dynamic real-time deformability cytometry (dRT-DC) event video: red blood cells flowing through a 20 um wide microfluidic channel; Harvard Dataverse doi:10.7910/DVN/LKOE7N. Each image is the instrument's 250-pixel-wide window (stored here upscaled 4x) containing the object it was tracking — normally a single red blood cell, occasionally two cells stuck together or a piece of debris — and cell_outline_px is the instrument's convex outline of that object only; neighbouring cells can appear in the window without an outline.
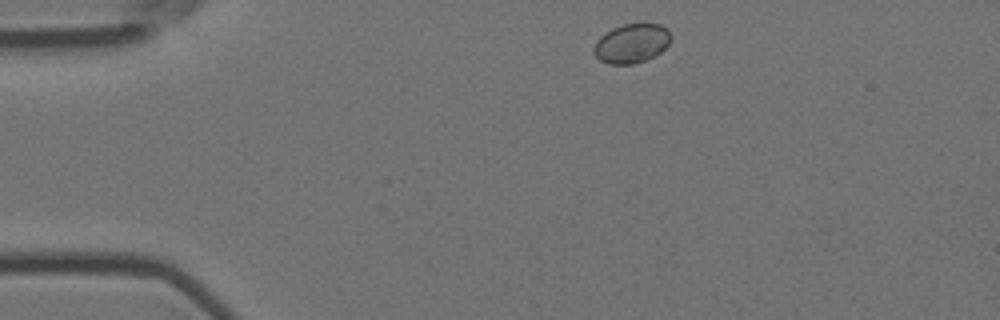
{"species": "Egyptian fruit bat (a non-hibernating species)", "species_latin": "Rousettus aegyptiacus", "temperature_condition": "room temperature", "stored_images_in_passage": 47, "camera_frame_rate_fps": 3000, "um_per_image_px": 0.085, "animal": {"sex": "female"}, "frame": {"image": 1, "passage_image": 1, "time_ms": 0.0, "image_size_px": [1000, 320], "cell_outline_px": [[672, 36], [668, 44], [660, 52], [636, 64], [608, 64], [600, 60], [592, 52], [592, 48], [596, 40], [600, 36], [612, 28], [624, 24], [660, 24]], "centroid_in_image_um": [53.63, 3.7], "position_along_channel_um": 31.4, "area_um2": 17.51}}
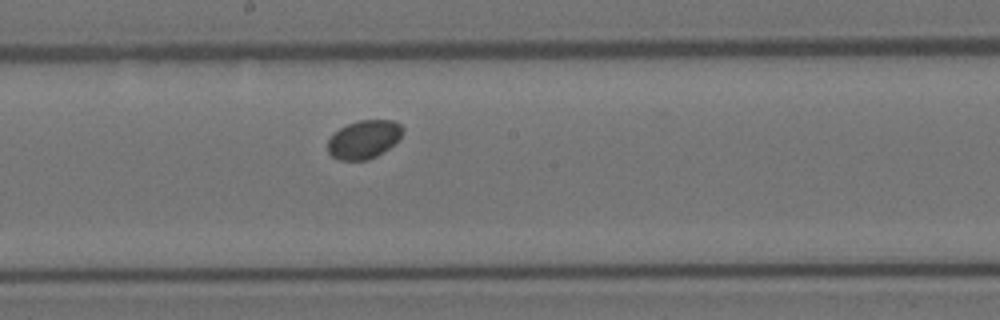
{"frame": {"image": 2, "passage_image": 21, "time_ms": 6.667, "image_size_px": [1000, 320], "cell_outline_px": [[404, 132], [388, 148], [376, 156], [368, 160], [340, 160], [332, 156], [328, 152], [328, 140], [340, 128], [348, 124], [360, 120], [392, 120], [400, 124], [404, 128]], "centroid_in_image_um": [30.93, 11.85], "position_along_channel_um": 217.3, "area_um2": 16.53}}
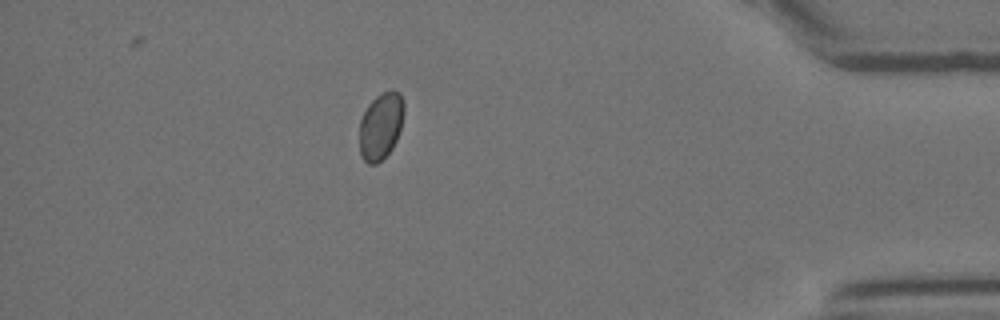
{"frame": {"image": 3, "passage_image": 40, "time_ms": 13.0, "image_size_px": [1000, 320], "cell_outline_px": [[404, 112], [400, 128], [396, 140], [392, 148], [376, 164], [368, 164], [360, 156], [360, 120], [368, 104], [380, 92], [392, 88], [400, 92], [404, 104]], "centroid_in_image_um": [32.37, 10.66], "position_along_channel_um": 402.8, "area_um2": 17.46}}